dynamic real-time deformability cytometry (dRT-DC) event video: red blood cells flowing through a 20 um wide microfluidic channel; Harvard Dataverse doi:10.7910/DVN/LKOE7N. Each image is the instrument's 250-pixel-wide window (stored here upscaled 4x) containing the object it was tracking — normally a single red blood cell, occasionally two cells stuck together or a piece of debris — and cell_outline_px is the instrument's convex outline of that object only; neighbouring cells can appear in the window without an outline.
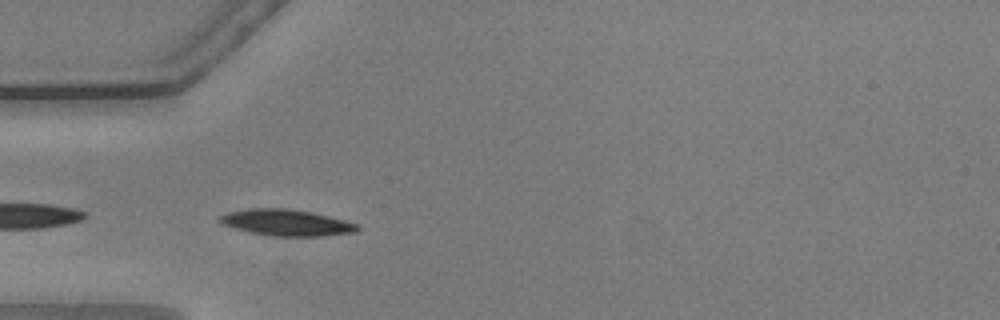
{"species": "common noctule bat (a hibernating species)", "species_latin": "Nyctalus noctula", "temperature_condition": "warm", "stored_images_in_passage": 6, "camera_frame_rate_fps": 3000, "um_per_image_px": 0.085, "animal": {"sex": "male", "body_mass_g": 20.5, "forearm_length_mm": 52.5}, "frame": {"image": 1, "passage_image": 2, "time_ms": 0.333, "image_size_px": [1000, 320], "cell_outline_px": [[360, 228], [356, 232], [324, 236], [272, 236], [252, 232], [236, 228], [224, 224], [216, 220], [216, 216], [228, 212], [248, 208], [288, 208], [328, 216], [360, 224]], "centroid_in_image_um": [24.34, 18.92], "position_along_channel_um": 60.7, "area_um2": 21.1}}